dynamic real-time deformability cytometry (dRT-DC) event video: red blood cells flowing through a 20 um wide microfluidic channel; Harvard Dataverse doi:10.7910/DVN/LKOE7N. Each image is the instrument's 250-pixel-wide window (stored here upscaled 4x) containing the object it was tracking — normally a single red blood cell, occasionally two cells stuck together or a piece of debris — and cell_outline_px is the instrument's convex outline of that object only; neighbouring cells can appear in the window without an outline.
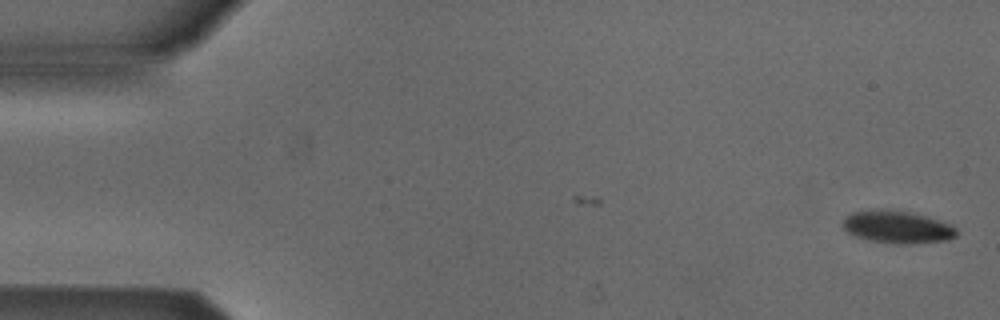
{"species": "Egyptian fruit bat (a non-hibernating species)", "species_latin": "Rousettus aegyptiacus", "temperature_condition": "cold", "stored_images_in_passage": 42, "camera_frame_rate_fps": 3000, "um_per_image_px": 0.085, "animal": {"sex": "male"}, "frame": {"image": 1, "passage_image": 1, "time_ms": 0.0, "image_size_px": [1000, 320], "cell_outline_px": [[960, 232], [956, 236], [948, 240], [904, 244], [896, 244], [868, 240], [856, 236], [848, 232], [840, 224], [844, 216], [852, 212], [872, 208], [884, 208], [912, 212], [948, 224], [956, 228]], "centroid_in_image_um": [76.2, 19.27], "position_along_channel_um": 8.8, "area_um2": 21.85}}
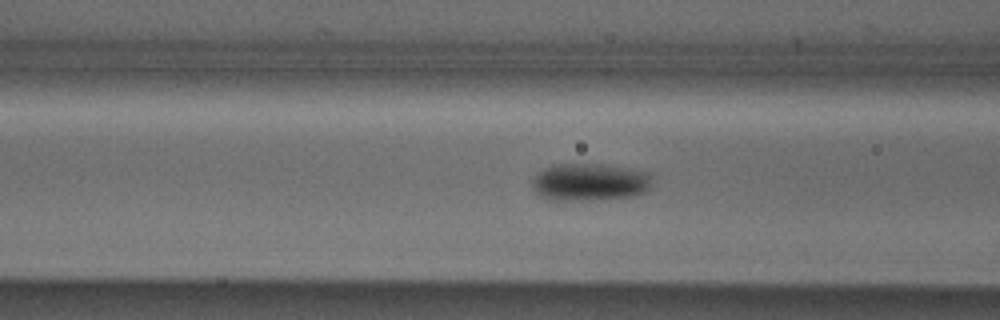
{"frame": {"image": 2, "passage_image": 20, "time_ms": 6.333, "image_size_px": [1000, 320], "cell_outline_px": [[648, 188], [644, 192], [636, 196], [588, 200], [548, 200], [540, 196], [532, 188], [532, 176], [544, 168], [552, 164], [600, 164], [628, 168], [648, 172]], "centroid_in_image_um": [50.03, 15.48], "position_along_channel_um": 116.6, "area_um2": 26.18}}
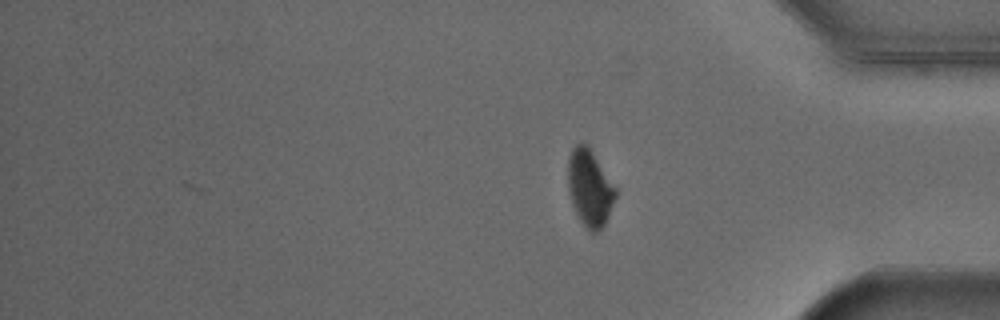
{"frame": {"image": 3, "passage_image": 42, "time_ms": 13.667, "image_size_px": [1000, 320], "cell_outline_px": [[616, 196], [608, 216], [604, 224], [596, 232], [592, 232], [580, 220], [572, 204], [568, 188], [568, 160], [572, 148], [576, 144], [588, 144], [616, 188]], "centroid_in_image_um": [50.12, 15.94], "position_along_channel_um": 385.1, "area_um2": 20.92}, "authors_computed_cell_mechanics": {"area_um2": 24.0737, "velocity_mm_per_s": 3.8791, "shape_relaxation_time_tau1_ms": 2.4286, "shape_relaxation_time_tau2_ms": null, "deformation_change_tau1": 0.0827, "deformation_change_tau2": null}}